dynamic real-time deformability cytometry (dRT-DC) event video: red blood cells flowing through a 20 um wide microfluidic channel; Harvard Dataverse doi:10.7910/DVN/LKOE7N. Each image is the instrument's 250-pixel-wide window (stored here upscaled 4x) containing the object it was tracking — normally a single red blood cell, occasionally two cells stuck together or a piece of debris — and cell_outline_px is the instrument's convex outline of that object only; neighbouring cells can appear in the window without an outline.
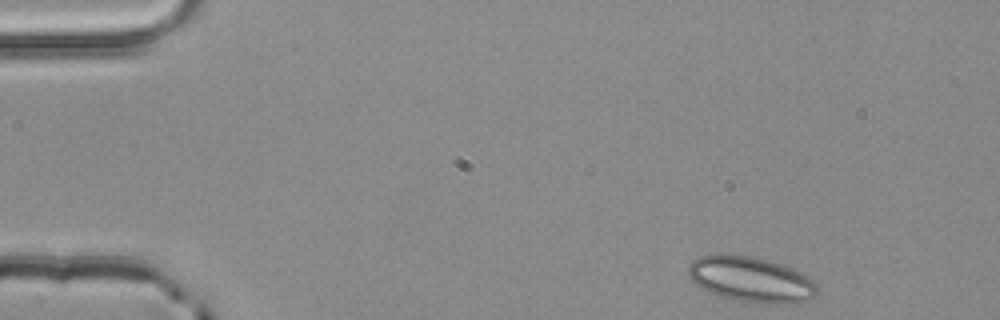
{"species": "common noctule bat (a hibernating species)", "species_latin": "Nyctalus noctula", "temperature_condition": "room temperature", "stored_images_in_passage": 3, "camera_frame_rate_fps": 3000, "um_per_image_px": 0.085, "animal": {"sex": "male", "body_mass_g": 20.4}, "frame": {"image": 1, "passage_image": 1, "time_ms": 0.0, "image_size_px": [1000, 320], "cell_outline_px": [[820, 292], [816, 296], [808, 300], [792, 304], [764, 304], [736, 300], [720, 296], [708, 292], [700, 288], [688, 276], [688, 264], [692, 260], [700, 256], [752, 256], [768, 260], [792, 268], [808, 276], [816, 284]], "centroid_in_image_um": [63.88, 23.79], "position_along_channel_um": 21.1, "area_um2": 34.16}}